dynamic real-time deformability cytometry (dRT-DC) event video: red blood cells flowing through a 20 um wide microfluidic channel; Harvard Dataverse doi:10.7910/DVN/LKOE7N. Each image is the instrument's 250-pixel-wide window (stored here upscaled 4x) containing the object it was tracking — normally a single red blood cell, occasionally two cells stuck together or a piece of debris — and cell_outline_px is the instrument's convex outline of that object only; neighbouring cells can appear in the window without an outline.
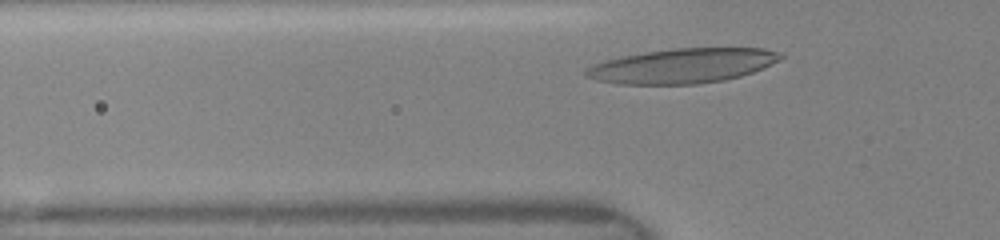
{"species": "human", "species_latin": "Homo sapiens", "temperature_condition": "room temperature", "stored_images_in_passage": 13, "camera_frame_rate_fps": 3000, "um_per_image_px": 0.085, "donor": {"sex": "female"}, "frame": {"image": 1, "passage_image": 4, "time_ms": 1.0, "image_size_px": [1000, 240], "cell_outline_px": [[784, 56], [780, 60], [764, 68], [740, 76], [724, 80], [696, 84], [616, 84], [596, 80], [584, 76], [584, 72], [592, 64], [624, 56], [644, 52], [676, 48], [764, 48], [784, 52]], "centroid_in_image_um": [58.06, 5.59], "position_along_channel_um": 67.7, "area_um2": 39.42}}
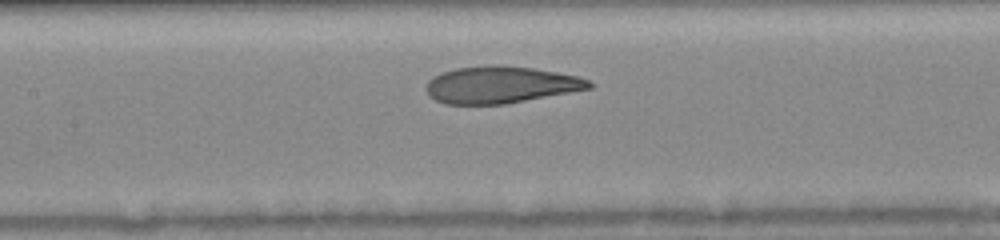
{"frame": {"image": 2, "passage_image": 10, "time_ms": 3.333, "image_size_px": [1000, 240], "cell_outline_px": [[592, 88], [504, 104], [444, 104], [428, 96], [424, 88], [428, 80], [432, 76], [440, 72], [456, 68], [492, 64], [496, 64], [532, 68], [556, 72], [576, 76], [588, 80], [592, 84]], "centroid_in_image_um": [42.47, 7.2], "position_along_channel_um": 164.9, "area_um2": 35.14}}
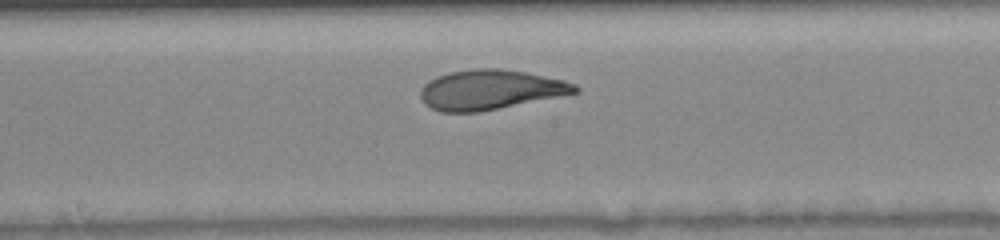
{"frame": {"image": 3, "passage_image": 13, "time_ms": 4.333, "image_size_px": [1000, 240], "cell_outline_px": [[580, 92], [480, 112], [440, 112], [424, 104], [420, 96], [420, 88], [428, 80], [436, 76], [452, 72], [476, 68], [500, 68], [524, 72], [564, 80], [576, 84], [580, 88]], "centroid_in_image_um": [41.66, 7.63], "position_along_channel_um": 206.5, "area_um2": 35.89}}